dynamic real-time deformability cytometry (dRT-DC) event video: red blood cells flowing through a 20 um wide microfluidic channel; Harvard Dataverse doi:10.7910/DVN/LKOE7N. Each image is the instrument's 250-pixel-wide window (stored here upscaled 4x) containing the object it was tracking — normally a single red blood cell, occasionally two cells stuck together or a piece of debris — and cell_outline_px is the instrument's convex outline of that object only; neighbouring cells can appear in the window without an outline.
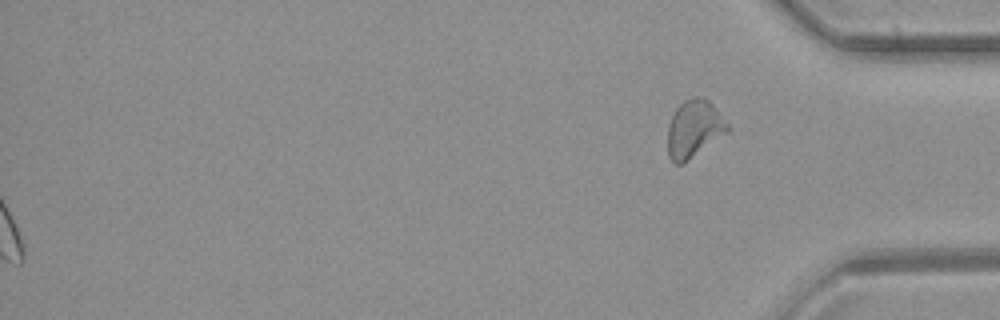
{"species": "common noctule bat (a hibernating species)", "species_latin": "Nyctalus noctula", "temperature_condition": "room temperature", "stored_images_in_passage": 50, "segment_of_instrument_passage": [2, 2], "camera_frame_rate_fps": 3000, "um_per_image_px": 0.085, "animal": {"sex": "female", "body_mass_g": 21.9}, "frame": {"image": 1, "passage_image": 50, "time_ms": 16.333, "image_size_px": [1000, 320], "cell_outline_px": [[732, 128], [728, 132], [680, 164], [676, 164], [668, 156], [668, 124], [676, 108], [684, 100], [696, 96], [704, 96], [712, 104]], "centroid_in_image_um": [59.0, 10.9], "position_along_channel_um": 376.2, "area_um2": 19.77}}